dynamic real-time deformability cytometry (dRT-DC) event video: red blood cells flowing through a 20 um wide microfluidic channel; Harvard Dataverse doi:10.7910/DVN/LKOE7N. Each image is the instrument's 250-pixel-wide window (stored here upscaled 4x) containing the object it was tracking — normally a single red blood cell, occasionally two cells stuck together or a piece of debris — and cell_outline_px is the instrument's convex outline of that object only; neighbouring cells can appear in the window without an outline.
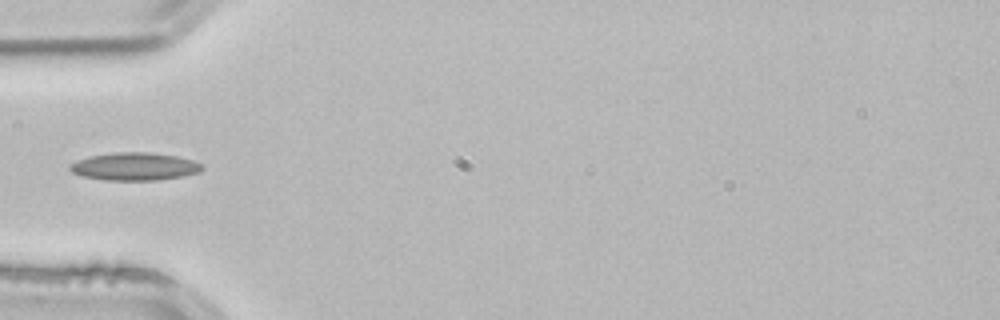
{"species": "common noctule bat (a hibernating species)", "species_latin": "Nyctalus noctula", "temperature_condition": "room temperature", "stored_images_in_passage": 5, "camera_frame_rate_fps": 3000, "um_per_image_px": 0.085, "animal": {"sex": "male", "body_mass_g": 21.5, "forearm_length_mm": 52.0}, "frame": {"image": 1, "passage_image": 5, "time_ms": 1.333, "image_size_px": [1000, 320], "cell_outline_px": [[204, 168], [200, 172], [184, 176], [156, 180], [104, 180], [84, 176], [72, 172], [68, 168], [68, 164], [76, 160], [88, 156], [116, 152], [152, 152], [176, 156], [192, 160], [200, 164]], "centroid_in_image_um": [11.41, 14.14], "position_along_channel_um": 73.6, "area_um2": 21.5}}